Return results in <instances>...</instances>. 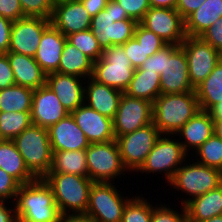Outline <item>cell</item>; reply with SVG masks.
<instances>
[{
  "label": "cell",
  "mask_w": 222,
  "mask_h": 222,
  "mask_svg": "<svg viewBox=\"0 0 222 222\" xmlns=\"http://www.w3.org/2000/svg\"><path fill=\"white\" fill-rule=\"evenodd\" d=\"M13 204L18 222H59L62 216L43 178L20 185Z\"/></svg>",
  "instance_id": "6da1fadb"
},
{
  "label": "cell",
  "mask_w": 222,
  "mask_h": 222,
  "mask_svg": "<svg viewBox=\"0 0 222 222\" xmlns=\"http://www.w3.org/2000/svg\"><path fill=\"white\" fill-rule=\"evenodd\" d=\"M199 110L196 91L160 94L153 102V123L161 134L175 135Z\"/></svg>",
  "instance_id": "7a4b0ae2"
},
{
  "label": "cell",
  "mask_w": 222,
  "mask_h": 222,
  "mask_svg": "<svg viewBox=\"0 0 222 222\" xmlns=\"http://www.w3.org/2000/svg\"><path fill=\"white\" fill-rule=\"evenodd\" d=\"M43 179L51 187L62 215L86 213L93 181L88 176L47 173Z\"/></svg>",
  "instance_id": "3957f363"
},
{
  "label": "cell",
  "mask_w": 222,
  "mask_h": 222,
  "mask_svg": "<svg viewBox=\"0 0 222 222\" xmlns=\"http://www.w3.org/2000/svg\"><path fill=\"white\" fill-rule=\"evenodd\" d=\"M13 141L29 171L43 178L51 169L53 157L48 129L31 124Z\"/></svg>",
  "instance_id": "277c9868"
},
{
  "label": "cell",
  "mask_w": 222,
  "mask_h": 222,
  "mask_svg": "<svg viewBox=\"0 0 222 222\" xmlns=\"http://www.w3.org/2000/svg\"><path fill=\"white\" fill-rule=\"evenodd\" d=\"M187 160L177 169L173 178L168 183L171 188L186 193L188 198L181 199L180 205H185L191 199L204 195L222 184V171ZM192 163V164H191Z\"/></svg>",
  "instance_id": "5b68a950"
},
{
  "label": "cell",
  "mask_w": 222,
  "mask_h": 222,
  "mask_svg": "<svg viewBox=\"0 0 222 222\" xmlns=\"http://www.w3.org/2000/svg\"><path fill=\"white\" fill-rule=\"evenodd\" d=\"M135 68L132 67L122 45H114L102 52V57L93 62L92 78L99 83L122 92L128 88Z\"/></svg>",
  "instance_id": "8992f818"
},
{
  "label": "cell",
  "mask_w": 222,
  "mask_h": 222,
  "mask_svg": "<svg viewBox=\"0 0 222 222\" xmlns=\"http://www.w3.org/2000/svg\"><path fill=\"white\" fill-rule=\"evenodd\" d=\"M161 134L153 149L146 157L144 163L136 171L142 174L161 173L167 184L173 178L177 169L183 162L189 160L188 154L184 151L181 143L174 138L175 135ZM174 138V139H173Z\"/></svg>",
  "instance_id": "52a82bcc"
},
{
  "label": "cell",
  "mask_w": 222,
  "mask_h": 222,
  "mask_svg": "<svg viewBox=\"0 0 222 222\" xmlns=\"http://www.w3.org/2000/svg\"><path fill=\"white\" fill-rule=\"evenodd\" d=\"M86 162L88 177L93 182L114 183L117 177L121 178V174L122 176L128 174L122 163L116 140L90 143L86 148Z\"/></svg>",
  "instance_id": "ba28073f"
},
{
  "label": "cell",
  "mask_w": 222,
  "mask_h": 222,
  "mask_svg": "<svg viewBox=\"0 0 222 222\" xmlns=\"http://www.w3.org/2000/svg\"><path fill=\"white\" fill-rule=\"evenodd\" d=\"M113 184L93 182L91 185L85 214L96 222H121L124 208L132 196H122Z\"/></svg>",
  "instance_id": "9c48e42d"
},
{
  "label": "cell",
  "mask_w": 222,
  "mask_h": 222,
  "mask_svg": "<svg viewBox=\"0 0 222 222\" xmlns=\"http://www.w3.org/2000/svg\"><path fill=\"white\" fill-rule=\"evenodd\" d=\"M160 136L152 122L134 132L115 137L122 163L131 174L141 167Z\"/></svg>",
  "instance_id": "30bf717a"
},
{
  "label": "cell",
  "mask_w": 222,
  "mask_h": 222,
  "mask_svg": "<svg viewBox=\"0 0 222 222\" xmlns=\"http://www.w3.org/2000/svg\"><path fill=\"white\" fill-rule=\"evenodd\" d=\"M138 22L134 19L120 20L112 16V0L106 8L91 19L90 30L96 36L102 50L114 45H123L134 37Z\"/></svg>",
  "instance_id": "8fae6325"
},
{
  "label": "cell",
  "mask_w": 222,
  "mask_h": 222,
  "mask_svg": "<svg viewBox=\"0 0 222 222\" xmlns=\"http://www.w3.org/2000/svg\"><path fill=\"white\" fill-rule=\"evenodd\" d=\"M160 89L161 94L195 91L189 79L185 51L181 46L173 44L164 46V65L160 74Z\"/></svg>",
  "instance_id": "7c38bea8"
},
{
  "label": "cell",
  "mask_w": 222,
  "mask_h": 222,
  "mask_svg": "<svg viewBox=\"0 0 222 222\" xmlns=\"http://www.w3.org/2000/svg\"><path fill=\"white\" fill-rule=\"evenodd\" d=\"M188 62V73L195 89L212 72L222 54L201 37L187 36L180 45Z\"/></svg>",
  "instance_id": "4fadbf2b"
},
{
  "label": "cell",
  "mask_w": 222,
  "mask_h": 222,
  "mask_svg": "<svg viewBox=\"0 0 222 222\" xmlns=\"http://www.w3.org/2000/svg\"><path fill=\"white\" fill-rule=\"evenodd\" d=\"M152 122L153 103L123 93L116 115L112 119L115 137L134 132Z\"/></svg>",
  "instance_id": "5bb4252c"
},
{
  "label": "cell",
  "mask_w": 222,
  "mask_h": 222,
  "mask_svg": "<svg viewBox=\"0 0 222 222\" xmlns=\"http://www.w3.org/2000/svg\"><path fill=\"white\" fill-rule=\"evenodd\" d=\"M139 23L167 44L180 46L187 37L185 20L176 9L150 7Z\"/></svg>",
  "instance_id": "9a60e30c"
},
{
  "label": "cell",
  "mask_w": 222,
  "mask_h": 222,
  "mask_svg": "<svg viewBox=\"0 0 222 222\" xmlns=\"http://www.w3.org/2000/svg\"><path fill=\"white\" fill-rule=\"evenodd\" d=\"M50 19L25 16L12 23L8 52L34 57Z\"/></svg>",
  "instance_id": "2e32d148"
},
{
  "label": "cell",
  "mask_w": 222,
  "mask_h": 222,
  "mask_svg": "<svg viewBox=\"0 0 222 222\" xmlns=\"http://www.w3.org/2000/svg\"><path fill=\"white\" fill-rule=\"evenodd\" d=\"M91 19L80 0H55L50 22L67 36L90 29Z\"/></svg>",
  "instance_id": "e0dca14e"
},
{
  "label": "cell",
  "mask_w": 222,
  "mask_h": 222,
  "mask_svg": "<svg viewBox=\"0 0 222 222\" xmlns=\"http://www.w3.org/2000/svg\"><path fill=\"white\" fill-rule=\"evenodd\" d=\"M68 114L67 109L47 85L34 90L30 112L32 124L49 129Z\"/></svg>",
  "instance_id": "ac0fdd59"
},
{
  "label": "cell",
  "mask_w": 222,
  "mask_h": 222,
  "mask_svg": "<svg viewBox=\"0 0 222 222\" xmlns=\"http://www.w3.org/2000/svg\"><path fill=\"white\" fill-rule=\"evenodd\" d=\"M71 115L90 143L115 140L112 119L101 115L85 103L72 111Z\"/></svg>",
  "instance_id": "d6986e66"
},
{
  "label": "cell",
  "mask_w": 222,
  "mask_h": 222,
  "mask_svg": "<svg viewBox=\"0 0 222 222\" xmlns=\"http://www.w3.org/2000/svg\"><path fill=\"white\" fill-rule=\"evenodd\" d=\"M85 80L53 72L47 74L46 85L56 94L62 106L71 113L84 104Z\"/></svg>",
  "instance_id": "ffe728a7"
},
{
  "label": "cell",
  "mask_w": 222,
  "mask_h": 222,
  "mask_svg": "<svg viewBox=\"0 0 222 222\" xmlns=\"http://www.w3.org/2000/svg\"><path fill=\"white\" fill-rule=\"evenodd\" d=\"M48 132L52 152L81 150L90 145L71 113L52 125Z\"/></svg>",
  "instance_id": "44dd1931"
},
{
  "label": "cell",
  "mask_w": 222,
  "mask_h": 222,
  "mask_svg": "<svg viewBox=\"0 0 222 222\" xmlns=\"http://www.w3.org/2000/svg\"><path fill=\"white\" fill-rule=\"evenodd\" d=\"M123 93L89 77L85 80L84 103L101 115L113 119Z\"/></svg>",
  "instance_id": "7402d4cb"
},
{
  "label": "cell",
  "mask_w": 222,
  "mask_h": 222,
  "mask_svg": "<svg viewBox=\"0 0 222 222\" xmlns=\"http://www.w3.org/2000/svg\"><path fill=\"white\" fill-rule=\"evenodd\" d=\"M66 40V36L52 24L43 31L34 59L46 74L58 71Z\"/></svg>",
  "instance_id": "603a6c76"
},
{
  "label": "cell",
  "mask_w": 222,
  "mask_h": 222,
  "mask_svg": "<svg viewBox=\"0 0 222 222\" xmlns=\"http://www.w3.org/2000/svg\"><path fill=\"white\" fill-rule=\"evenodd\" d=\"M213 134V119L207 111L199 110L175 133V136H179L178 141L183 146L184 151L191 155L189 152L196 151Z\"/></svg>",
  "instance_id": "cb8c5ba5"
},
{
  "label": "cell",
  "mask_w": 222,
  "mask_h": 222,
  "mask_svg": "<svg viewBox=\"0 0 222 222\" xmlns=\"http://www.w3.org/2000/svg\"><path fill=\"white\" fill-rule=\"evenodd\" d=\"M7 55L17 85L32 90L46 85L47 74L34 57L13 52H7Z\"/></svg>",
  "instance_id": "d4e9b609"
},
{
  "label": "cell",
  "mask_w": 222,
  "mask_h": 222,
  "mask_svg": "<svg viewBox=\"0 0 222 222\" xmlns=\"http://www.w3.org/2000/svg\"><path fill=\"white\" fill-rule=\"evenodd\" d=\"M184 206L187 222H202L222 215V184L204 195L191 199Z\"/></svg>",
  "instance_id": "484cf974"
},
{
  "label": "cell",
  "mask_w": 222,
  "mask_h": 222,
  "mask_svg": "<svg viewBox=\"0 0 222 222\" xmlns=\"http://www.w3.org/2000/svg\"><path fill=\"white\" fill-rule=\"evenodd\" d=\"M222 17V0H205L185 20L187 36L200 37L216 20Z\"/></svg>",
  "instance_id": "4316f807"
},
{
  "label": "cell",
  "mask_w": 222,
  "mask_h": 222,
  "mask_svg": "<svg viewBox=\"0 0 222 222\" xmlns=\"http://www.w3.org/2000/svg\"><path fill=\"white\" fill-rule=\"evenodd\" d=\"M0 168L13 177L20 185L37 178L29 171L13 140L0 143Z\"/></svg>",
  "instance_id": "83f0119b"
},
{
  "label": "cell",
  "mask_w": 222,
  "mask_h": 222,
  "mask_svg": "<svg viewBox=\"0 0 222 222\" xmlns=\"http://www.w3.org/2000/svg\"><path fill=\"white\" fill-rule=\"evenodd\" d=\"M57 73L87 79L92 77L93 61L66 40Z\"/></svg>",
  "instance_id": "f1b7e54d"
},
{
  "label": "cell",
  "mask_w": 222,
  "mask_h": 222,
  "mask_svg": "<svg viewBox=\"0 0 222 222\" xmlns=\"http://www.w3.org/2000/svg\"><path fill=\"white\" fill-rule=\"evenodd\" d=\"M124 94L132 98H142L153 103L161 94L160 74L146 70H135L133 78Z\"/></svg>",
  "instance_id": "f546056e"
},
{
  "label": "cell",
  "mask_w": 222,
  "mask_h": 222,
  "mask_svg": "<svg viewBox=\"0 0 222 222\" xmlns=\"http://www.w3.org/2000/svg\"><path fill=\"white\" fill-rule=\"evenodd\" d=\"M195 91L200 110L208 111L213 105L222 101V58Z\"/></svg>",
  "instance_id": "4dcf8cb0"
},
{
  "label": "cell",
  "mask_w": 222,
  "mask_h": 222,
  "mask_svg": "<svg viewBox=\"0 0 222 222\" xmlns=\"http://www.w3.org/2000/svg\"><path fill=\"white\" fill-rule=\"evenodd\" d=\"M48 173L88 176L86 149L53 152L52 166Z\"/></svg>",
  "instance_id": "1f68e13d"
},
{
  "label": "cell",
  "mask_w": 222,
  "mask_h": 222,
  "mask_svg": "<svg viewBox=\"0 0 222 222\" xmlns=\"http://www.w3.org/2000/svg\"><path fill=\"white\" fill-rule=\"evenodd\" d=\"M34 90L12 85L0 90V112H31Z\"/></svg>",
  "instance_id": "d6a6232c"
},
{
  "label": "cell",
  "mask_w": 222,
  "mask_h": 222,
  "mask_svg": "<svg viewBox=\"0 0 222 222\" xmlns=\"http://www.w3.org/2000/svg\"><path fill=\"white\" fill-rule=\"evenodd\" d=\"M31 124L30 112H0V133L4 140H13Z\"/></svg>",
  "instance_id": "836d02e7"
},
{
  "label": "cell",
  "mask_w": 222,
  "mask_h": 222,
  "mask_svg": "<svg viewBox=\"0 0 222 222\" xmlns=\"http://www.w3.org/2000/svg\"><path fill=\"white\" fill-rule=\"evenodd\" d=\"M193 153H195V156L194 154L192 155L195 157L197 163L222 171V140L215 134Z\"/></svg>",
  "instance_id": "e575fe53"
},
{
  "label": "cell",
  "mask_w": 222,
  "mask_h": 222,
  "mask_svg": "<svg viewBox=\"0 0 222 222\" xmlns=\"http://www.w3.org/2000/svg\"><path fill=\"white\" fill-rule=\"evenodd\" d=\"M137 195V196H136ZM127 202L121 222H150L153 211V203L150 200L144 199L143 195L139 196L136 193Z\"/></svg>",
  "instance_id": "d590c367"
},
{
  "label": "cell",
  "mask_w": 222,
  "mask_h": 222,
  "mask_svg": "<svg viewBox=\"0 0 222 222\" xmlns=\"http://www.w3.org/2000/svg\"><path fill=\"white\" fill-rule=\"evenodd\" d=\"M66 38L69 43L76 46L93 62L98 61L102 57L103 50L90 29L67 35Z\"/></svg>",
  "instance_id": "8d00e7d4"
},
{
  "label": "cell",
  "mask_w": 222,
  "mask_h": 222,
  "mask_svg": "<svg viewBox=\"0 0 222 222\" xmlns=\"http://www.w3.org/2000/svg\"><path fill=\"white\" fill-rule=\"evenodd\" d=\"M134 38L145 49L148 57L154 55L158 50L167 45L159 36L147 30L140 23L135 28Z\"/></svg>",
  "instance_id": "74e56055"
},
{
  "label": "cell",
  "mask_w": 222,
  "mask_h": 222,
  "mask_svg": "<svg viewBox=\"0 0 222 222\" xmlns=\"http://www.w3.org/2000/svg\"><path fill=\"white\" fill-rule=\"evenodd\" d=\"M168 206V207H167ZM180 210H173L169 205L162 203L153 204L152 217L150 222H187V212L184 205H180Z\"/></svg>",
  "instance_id": "f35d334b"
},
{
  "label": "cell",
  "mask_w": 222,
  "mask_h": 222,
  "mask_svg": "<svg viewBox=\"0 0 222 222\" xmlns=\"http://www.w3.org/2000/svg\"><path fill=\"white\" fill-rule=\"evenodd\" d=\"M24 16L51 19L55 0H19Z\"/></svg>",
  "instance_id": "ab89813d"
},
{
  "label": "cell",
  "mask_w": 222,
  "mask_h": 222,
  "mask_svg": "<svg viewBox=\"0 0 222 222\" xmlns=\"http://www.w3.org/2000/svg\"><path fill=\"white\" fill-rule=\"evenodd\" d=\"M126 56L129 58L132 67L139 68L148 58L145 49L139 42L133 37L122 45Z\"/></svg>",
  "instance_id": "60d3db41"
},
{
  "label": "cell",
  "mask_w": 222,
  "mask_h": 222,
  "mask_svg": "<svg viewBox=\"0 0 222 222\" xmlns=\"http://www.w3.org/2000/svg\"><path fill=\"white\" fill-rule=\"evenodd\" d=\"M127 15L138 23L144 18L145 13L150 9L148 0H116Z\"/></svg>",
  "instance_id": "b9f144b4"
},
{
  "label": "cell",
  "mask_w": 222,
  "mask_h": 222,
  "mask_svg": "<svg viewBox=\"0 0 222 222\" xmlns=\"http://www.w3.org/2000/svg\"><path fill=\"white\" fill-rule=\"evenodd\" d=\"M20 184L0 168V198L14 202Z\"/></svg>",
  "instance_id": "7bdbcfd3"
},
{
  "label": "cell",
  "mask_w": 222,
  "mask_h": 222,
  "mask_svg": "<svg viewBox=\"0 0 222 222\" xmlns=\"http://www.w3.org/2000/svg\"><path fill=\"white\" fill-rule=\"evenodd\" d=\"M200 37L222 54V17L216 20Z\"/></svg>",
  "instance_id": "ee69618b"
},
{
  "label": "cell",
  "mask_w": 222,
  "mask_h": 222,
  "mask_svg": "<svg viewBox=\"0 0 222 222\" xmlns=\"http://www.w3.org/2000/svg\"><path fill=\"white\" fill-rule=\"evenodd\" d=\"M0 16L11 21L25 17L19 0H0Z\"/></svg>",
  "instance_id": "f6af8a7d"
},
{
  "label": "cell",
  "mask_w": 222,
  "mask_h": 222,
  "mask_svg": "<svg viewBox=\"0 0 222 222\" xmlns=\"http://www.w3.org/2000/svg\"><path fill=\"white\" fill-rule=\"evenodd\" d=\"M15 83L14 73L10 66L8 55L0 54V90L9 88Z\"/></svg>",
  "instance_id": "bcb514c9"
},
{
  "label": "cell",
  "mask_w": 222,
  "mask_h": 222,
  "mask_svg": "<svg viewBox=\"0 0 222 222\" xmlns=\"http://www.w3.org/2000/svg\"><path fill=\"white\" fill-rule=\"evenodd\" d=\"M164 65V47L158 50L154 55L149 56L147 60L135 70H146L161 74Z\"/></svg>",
  "instance_id": "7dc6e473"
},
{
  "label": "cell",
  "mask_w": 222,
  "mask_h": 222,
  "mask_svg": "<svg viewBox=\"0 0 222 222\" xmlns=\"http://www.w3.org/2000/svg\"><path fill=\"white\" fill-rule=\"evenodd\" d=\"M13 21L0 16V54H6L10 45Z\"/></svg>",
  "instance_id": "c3c4849f"
},
{
  "label": "cell",
  "mask_w": 222,
  "mask_h": 222,
  "mask_svg": "<svg viewBox=\"0 0 222 222\" xmlns=\"http://www.w3.org/2000/svg\"><path fill=\"white\" fill-rule=\"evenodd\" d=\"M205 0H177L176 10L185 19L190 13L198 9Z\"/></svg>",
  "instance_id": "681fc988"
},
{
  "label": "cell",
  "mask_w": 222,
  "mask_h": 222,
  "mask_svg": "<svg viewBox=\"0 0 222 222\" xmlns=\"http://www.w3.org/2000/svg\"><path fill=\"white\" fill-rule=\"evenodd\" d=\"M10 203L12 202L0 198V222H18L14 204L10 205L12 207H7Z\"/></svg>",
  "instance_id": "f907efd6"
},
{
  "label": "cell",
  "mask_w": 222,
  "mask_h": 222,
  "mask_svg": "<svg viewBox=\"0 0 222 222\" xmlns=\"http://www.w3.org/2000/svg\"><path fill=\"white\" fill-rule=\"evenodd\" d=\"M91 17L104 10L109 0H80Z\"/></svg>",
  "instance_id": "816d5d0a"
},
{
  "label": "cell",
  "mask_w": 222,
  "mask_h": 222,
  "mask_svg": "<svg viewBox=\"0 0 222 222\" xmlns=\"http://www.w3.org/2000/svg\"><path fill=\"white\" fill-rule=\"evenodd\" d=\"M59 222H96L92 217L85 213L64 214Z\"/></svg>",
  "instance_id": "f5cc1de1"
},
{
  "label": "cell",
  "mask_w": 222,
  "mask_h": 222,
  "mask_svg": "<svg viewBox=\"0 0 222 222\" xmlns=\"http://www.w3.org/2000/svg\"><path fill=\"white\" fill-rule=\"evenodd\" d=\"M150 7L176 9L177 0H148Z\"/></svg>",
  "instance_id": "db71d44e"
},
{
  "label": "cell",
  "mask_w": 222,
  "mask_h": 222,
  "mask_svg": "<svg viewBox=\"0 0 222 222\" xmlns=\"http://www.w3.org/2000/svg\"><path fill=\"white\" fill-rule=\"evenodd\" d=\"M112 16L114 18H120V20L132 19L116 0H112Z\"/></svg>",
  "instance_id": "11a10c76"
},
{
  "label": "cell",
  "mask_w": 222,
  "mask_h": 222,
  "mask_svg": "<svg viewBox=\"0 0 222 222\" xmlns=\"http://www.w3.org/2000/svg\"><path fill=\"white\" fill-rule=\"evenodd\" d=\"M210 117L213 120H221L222 119V101L213 105L208 111Z\"/></svg>",
  "instance_id": "9f6ffc18"
},
{
  "label": "cell",
  "mask_w": 222,
  "mask_h": 222,
  "mask_svg": "<svg viewBox=\"0 0 222 222\" xmlns=\"http://www.w3.org/2000/svg\"><path fill=\"white\" fill-rule=\"evenodd\" d=\"M214 122V134L222 140V119L213 120Z\"/></svg>",
  "instance_id": "6f0895ef"
},
{
  "label": "cell",
  "mask_w": 222,
  "mask_h": 222,
  "mask_svg": "<svg viewBox=\"0 0 222 222\" xmlns=\"http://www.w3.org/2000/svg\"><path fill=\"white\" fill-rule=\"evenodd\" d=\"M202 222H222V215L213 216L212 218L202 221Z\"/></svg>",
  "instance_id": "680465c9"
},
{
  "label": "cell",
  "mask_w": 222,
  "mask_h": 222,
  "mask_svg": "<svg viewBox=\"0 0 222 222\" xmlns=\"http://www.w3.org/2000/svg\"><path fill=\"white\" fill-rule=\"evenodd\" d=\"M3 141H4V138H3V136L0 133V143L3 142Z\"/></svg>",
  "instance_id": "91938a15"
}]
</instances>
